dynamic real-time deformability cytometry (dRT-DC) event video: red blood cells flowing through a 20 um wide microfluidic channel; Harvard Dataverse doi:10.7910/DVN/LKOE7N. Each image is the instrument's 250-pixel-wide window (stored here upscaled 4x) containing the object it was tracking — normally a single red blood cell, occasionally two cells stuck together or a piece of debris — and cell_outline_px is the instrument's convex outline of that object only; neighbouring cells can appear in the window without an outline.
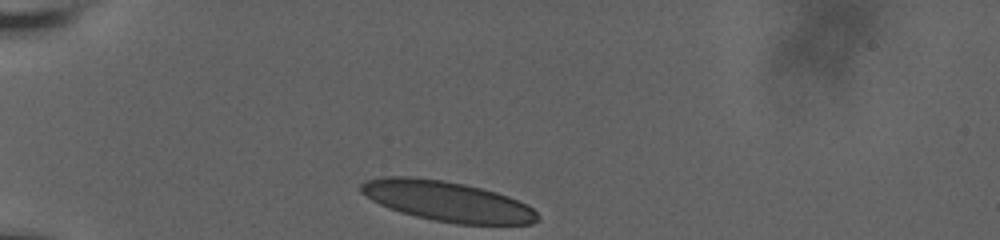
{"species": "human", "species_latin": "Homo sapiens", "temperature_condition": "room temperature", "stored_images_in_passage": 47, "camera_frame_rate_fps": 3000, "um_per_image_px": 0.085, "donor": {"sex": "male"}, "frame": {"image": 1, "passage_image": 1, "time_ms": 0.0, "image_size_px": [1000, 240], "cell_outline_px": [[540, 220], [532, 224], [456, 224], [432, 220], [400, 212], [388, 208], [372, 200], [360, 192], [360, 184], [364, 180], [380, 176], [408, 176], [444, 180], [464, 184], [496, 192], [508, 196], [528, 204], [540, 216]], "centroid_in_image_um": [38.0, 17.1], "position_along_channel_um": 47.0, "area_um2": 41.62}}
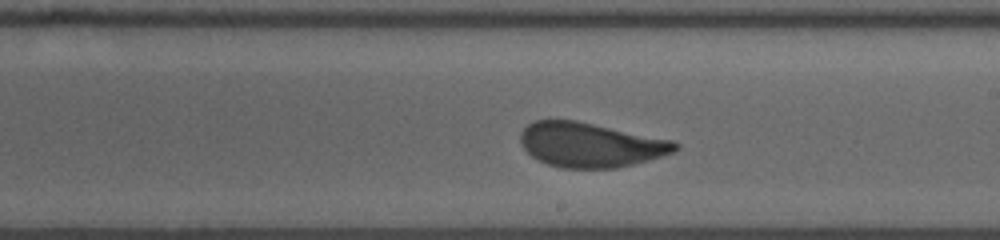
{"frame": {"image": 2, "passage_image": 27, "time_ms": 6.333, "image_size_px": [1000, 240], "cell_outline_px": [[680, 148], [672, 152], [648, 160], [616, 168], [560, 168], [548, 164], [532, 156], [520, 144], [520, 132], [528, 124], [536, 120], [576, 120], [672, 140], [680, 144]], "centroid_in_image_um": [50.17, 12.31], "position_along_channel_um": 238.8, "area_um2": 40.0}}
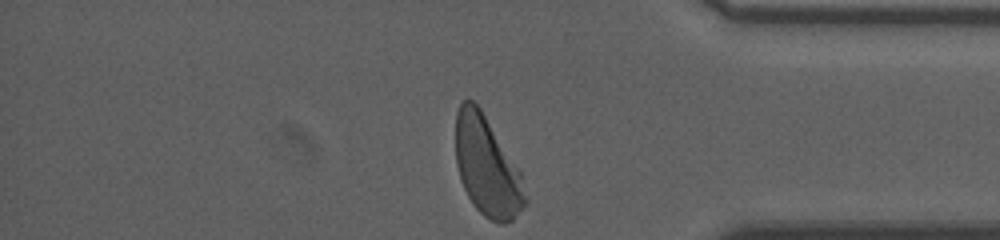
{"frame": {"image": 3, "passage_image": 47, "time_ms": 11.0, "image_size_px": [1000, 240], "cell_outline_px": [[528, 204], [512, 220], [504, 224], [500, 224], [484, 216], [472, 204], [460, 180], [456, 164], [456, 112], [460, 104], [464, 100], [472, 100], [480, 108], [520, 172], [528, 200]], "centroid_in_image_um": [41.4, 14.2], "position_along_channel_um": 393.8, "area_um2": 40.0}, "authors_computed_cell_mechanics": {"area_um2": 40.8646, "velocity_mm_per_s": 3.6173, "shape_relaxation_time_tau1_ms": 5.2158, "shape_relaxation_time_tau2_ms": null, "deformation_change_tau1": 0.1582, "deformation_change_tau2": null}}